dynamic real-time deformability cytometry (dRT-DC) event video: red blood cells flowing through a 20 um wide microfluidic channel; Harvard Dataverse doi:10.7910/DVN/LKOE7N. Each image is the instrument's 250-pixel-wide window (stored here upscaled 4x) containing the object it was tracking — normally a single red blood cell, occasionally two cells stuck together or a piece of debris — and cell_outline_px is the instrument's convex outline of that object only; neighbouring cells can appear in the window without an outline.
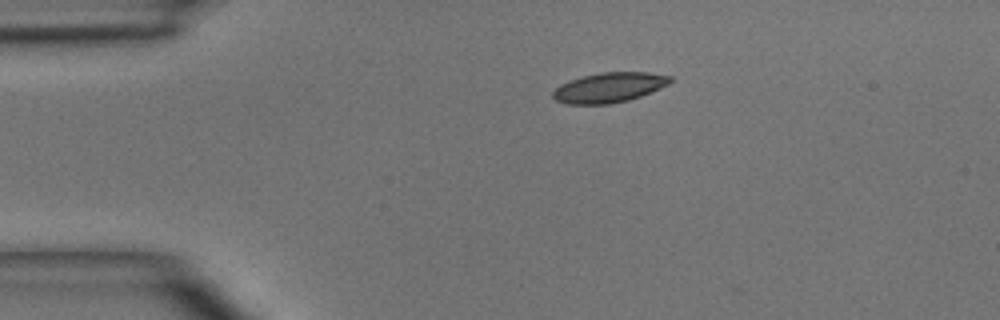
{"species": "common noctule bat (a hibernating species)", "species_latin": "Nyctalus noctula", "temperature_condition": "room temperature", "stored_images_in_passage": 2, "camera_frame_rate_fps": 3000, "um_per_image_px": 0.085, "animal": {"sex": "male", "body_mass_g": 15.6}, "frame": {"image": 1, "passage_image": 1, "time_ms": 0.0, "image_size_px": [1000, 320], "cell_outline_px": [[676, 80], [660, 88], [640, 96], [628, 100], [608, 104], [564, 104], [556, 100], [552, 96], [552, 92], [560, 84], [568, 80], [600, 72], [648, 72], [672, 76]], "centroid_in_image_um": [51.78, 7.43], "position_along_channel_um": 33.2, "area_um2": 20.58}}